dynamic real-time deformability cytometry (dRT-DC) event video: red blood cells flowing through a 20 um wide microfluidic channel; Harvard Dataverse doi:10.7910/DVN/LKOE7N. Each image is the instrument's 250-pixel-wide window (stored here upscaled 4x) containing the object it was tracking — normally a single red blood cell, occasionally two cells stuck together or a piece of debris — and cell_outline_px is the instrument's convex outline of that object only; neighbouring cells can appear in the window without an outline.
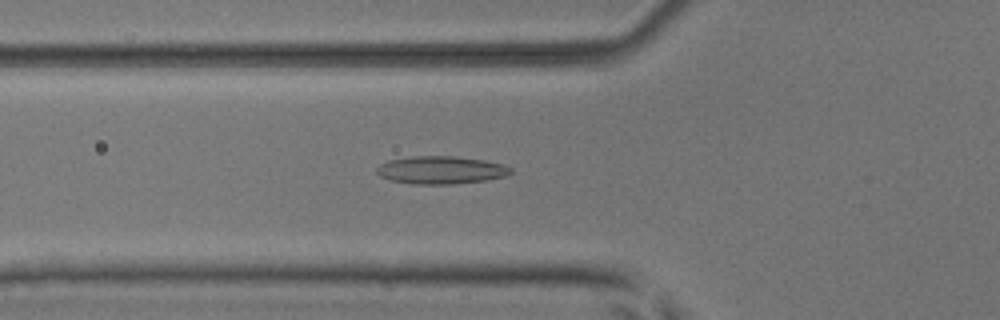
{"species": "common noctule bat (a hibernating species)", "species_latin": "Nyctalus noctula", "temperature_condition": "room temperature", "stored_images_in_passage": 42, "camera_frame_rate_fps": 3000, "um_per_image_px": 0.085, "animal": {"sex": "male", "body_mass_g": 17.9, "forearm_length_mm": 54.2}, "frame": {"image": 1, "passage_image": 19, "time_ms": 6.0, "image_size_px": [1000, 320], "cell_outline_px": [[512, 172], [508, 176], [484, 180], [452, 184], [412, 184], [392, 180], [380, 176], [376, 172], [376, 168], [380, 164], [388, 160], [416, 156], [456, 156], [484, 160], [504, 164], [512, 168]], "centroid_in_image_um": [37.5, 14.45], "position_along_channel_um": 88.3, "area_um2": 21.73}}
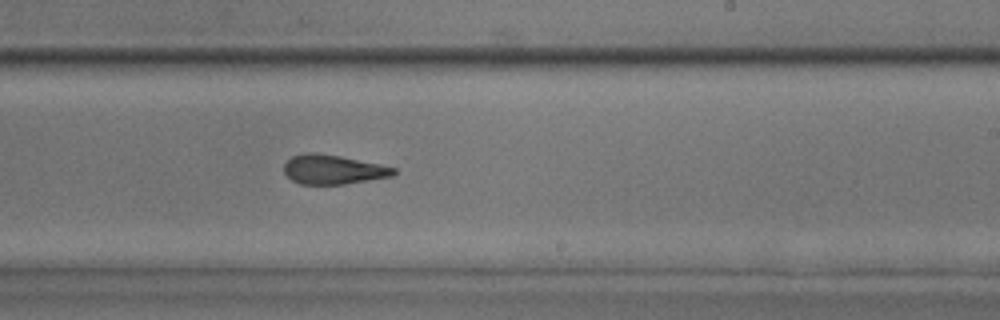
{"frame": {"image": 2, "passage_image": 32, "time_ms": 10.333, "image_size_px": [1000, 320], "cell_outline_px": [[396, 172], [392, 176], [344, 184], [300, 184], [292, 180], [284, 172], [284, 164], [292, 156], [304, 152], [312, 152], [340, 156], [380, 164], [396, 168]], "centroid_in_image_um": [28.3, 14.4], "position_along_channel_um": 260.7, "area_um2": 18.67}}
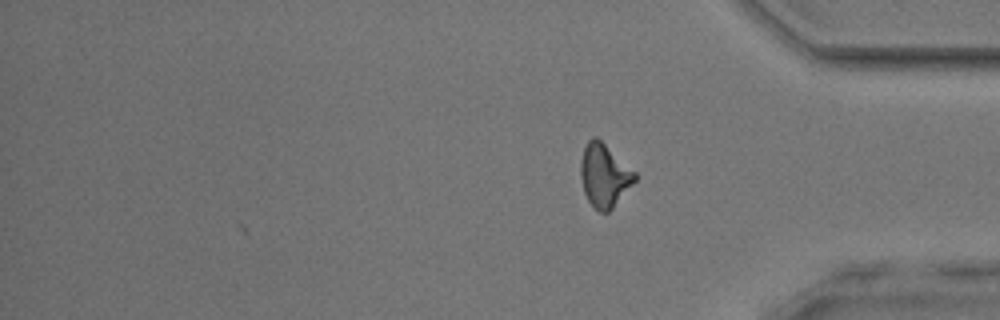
{"frame": {"image": 3, "passage_image": 42, "time_ms": 13.667, "image_size_px": [1000, 320], "cell_outline_px": [[636, 180], [612, 208], [608, 212], [600, 212], [588, 200], [584, 192], [580, 176], [580, 160], [584, 148], [588, 140], [592, 136], [596, 136], [636, 172]], "centroid_in_image_um": [51.35, 14.89], "position_along_channel_um": 383.8, "area_um2": 19.77}, "authors_computed_cell_mechanics": {"area_um2": 20.4034, "velocity_mm_per_s": 3.9843, "shape_relaxation_time_tau1_ms": null, "shape_relaxation_time_tau2_ms": 2.1174, "deformation_change_tau1": null, "deformation_change_tau2": 0.1174}}